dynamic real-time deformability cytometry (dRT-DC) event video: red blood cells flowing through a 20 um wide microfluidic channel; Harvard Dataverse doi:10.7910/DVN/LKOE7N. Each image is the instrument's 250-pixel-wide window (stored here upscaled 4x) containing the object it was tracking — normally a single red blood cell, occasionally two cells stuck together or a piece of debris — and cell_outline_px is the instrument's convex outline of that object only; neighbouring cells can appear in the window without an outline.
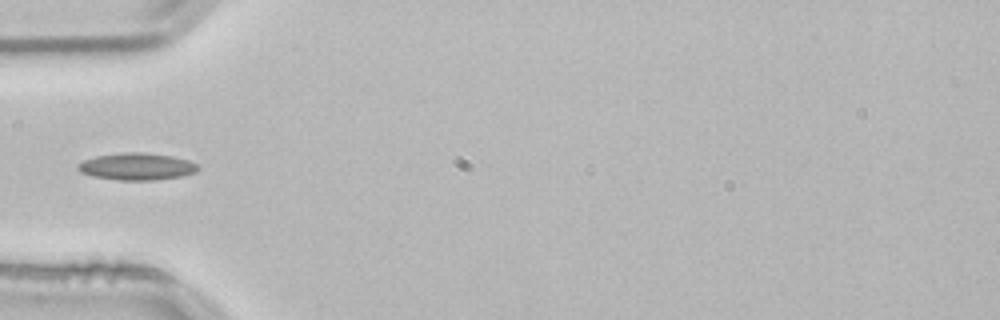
{"species": "common noctule bat (a hibernating species)", "species_latin": "Nyctalus noctula", "temperature_condition": "room temperature", "stored_images_in_passage": 30, "camera_frame_rate_fps": 3000, "um_per_image_px": 0.085, "animal": {"sex": "male", "body_mass_g": 21.5, "forearm_length_mm": 52.0}, "frame": {"image": 1, "passage_image": 1, "time_ms": 0.0, "image_size_px": [1000, 320], "cell_outline_px": [[200, 168], [196, 172], [180, 176], [152, 180], [116, 180], [92, 176], [80, 172], [76, 168], [76, 164], [84, 160], [96, 156], [124, 152], [144, 152], [172, 156], [188, 160], [196, 164]], "centroid_in_image_um": [11.59, 14.15], "position_along_channel_um": 73.4, "area_um2": 18.96}}
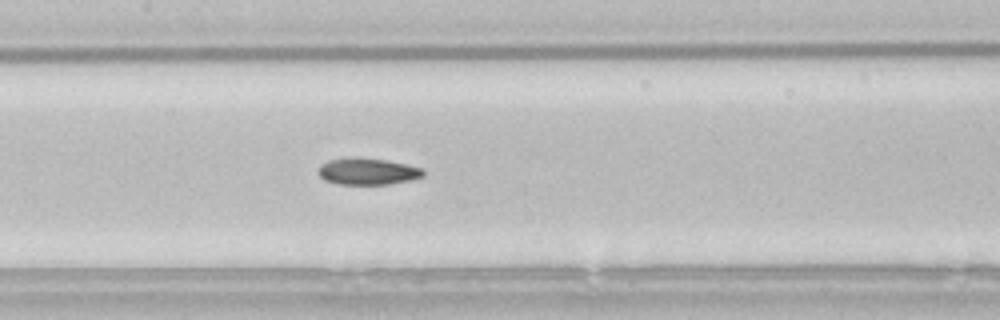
{"frame": {"image": 2, "passage_image": 9, "time_ms": 2.667, "image_size_px": [1000, 320], "cell_outline_px": [[424, 176], [408, 180], [388, 184], [336, 184], [324, 180], [316, 172], [320, 164], [328, 160], [348, 156], [360, 156], [388, 160], [408, 164], [424, 168]], "centroid_in_image_um": [31.2, 14.54], "position_along_channel_um": 176.2, "area_um2": 16.82}}